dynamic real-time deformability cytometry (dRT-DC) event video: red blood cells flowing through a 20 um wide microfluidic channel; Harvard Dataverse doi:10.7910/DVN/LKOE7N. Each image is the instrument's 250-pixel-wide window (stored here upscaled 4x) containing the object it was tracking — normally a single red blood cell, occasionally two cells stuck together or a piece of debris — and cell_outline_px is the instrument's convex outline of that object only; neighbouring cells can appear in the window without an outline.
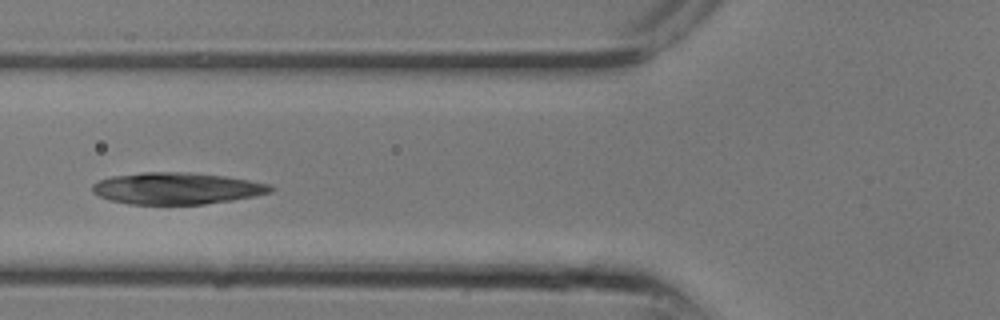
{"species": "common noctule bat (a hibernating species)", "species_latin": "Nyctalus noctula", "temperature_condition": "room temperature", "stored_images_in_passage": 10, "camera_frame_rate_fps": 3000, "um_per_image_px": 0.085, "animal": {"sex": "male", "body_mass_g": 13.3}, "frame": {"image": 1, "passage_image": 9, "time_ms": 2.667, "image_size_px": [1000, 320], "cell_outline_px": [[276, 188], [272, 192], [256, 196], [232, 200], [204, 204], [128, 204], [108, 200], [92, 192], [92, 184], [96, 180], [112, 176], [144, 172], [188, 172], [224, 176], [272, 184]], "centroid_in_image_um": [15.03, 16.01], "position_along_channel_um": 110.8, "area_um2": 33.18}}